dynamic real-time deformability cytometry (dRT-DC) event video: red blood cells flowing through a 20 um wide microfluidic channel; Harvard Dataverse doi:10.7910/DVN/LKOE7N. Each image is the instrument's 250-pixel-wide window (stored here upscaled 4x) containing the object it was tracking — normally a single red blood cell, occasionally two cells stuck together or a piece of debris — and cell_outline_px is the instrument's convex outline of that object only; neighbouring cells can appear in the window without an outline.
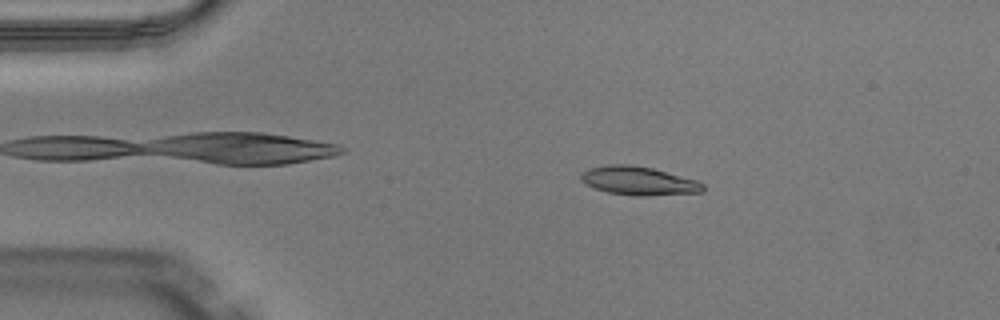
{"species": "Egyptian fruit bat (a non-hibernating species)", "species_latin": "Rousettus aegyptiacus", "temperature_condition": "warm", "stored_images_in_passage": 45, "camera_frame_rate_fps": 3000, "um_per_image_px": 0.085, "animal": {"sex": "male"}, "frame": {"image": 1, "passage_image": 5, "time_ms": 1.333, "image_size_px": [1000, 320], "cell_outline_px": [[704, 192], [648, 196], [632, 196], [608, 192], [596, 188], [580, 180], [580, 172], [588, 168], [604, 164], [632, 164], [652, 168], [696, 180], [704, 184]], "centroid_in_image_um": [54.26, 15.36], "position_along_channel_um": 30.7, "area_um2": 20.52}}
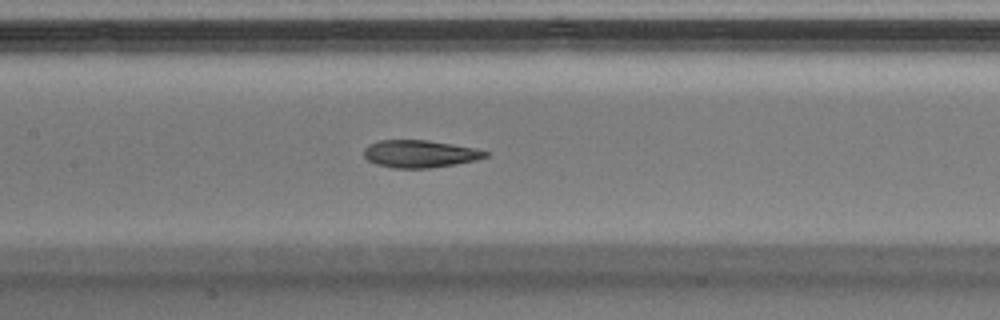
{"frame": {"image": 2, "passage_image": 19, "time_ms": 6.0, "image_size_px": [1000, 320], "cell_outline_px": [[488, 156], [476, 160], [456, 164], [428, 168], [392, 168], [376, 164], [368, 160], [364, 156], [364, 148], [368, 144], [380, 140], [428, 140], [476, 148], [488, 152]], "centroid_in_image_um": [35.68, 13.07], "position_along_channel_um": 171.7, "area_um2": 19.48}}
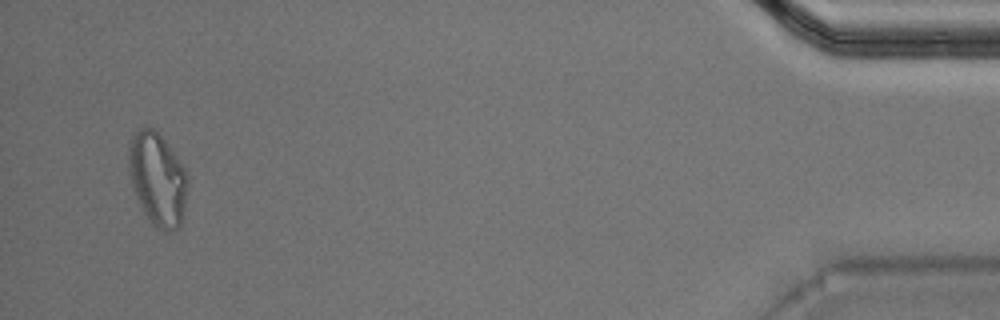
{"frame": {"image": 3, "passage_image": 43, "time_ms": 14.0, "image_size_px": [1000, 320], "cell_outline_px": [[188, 184], [184, 208], [180, 228], [168, 232], [164, 232], [152, 224], [148, 220], [132, 188], [128, 168], [128, 140], [132, 132], [140, 128], [152, 128], [168, 144], [184, 168], [188, 180]], "centroid_in_image_um": [13.36, 15.22], "position_along_channel_um": 421.8, "area_um2": 32.19}, "authors_computed_cell_mechanics": {"area_um2": 20.4034, "velocity_mm_per_s": 4.1093, "shape_relaxation_time_tau1_ms": null, "shape_relaxation_time_tau2_ms": 2.5502, "deformation_change_tau1": null, "deformation_change_tau2": 0.0981}}